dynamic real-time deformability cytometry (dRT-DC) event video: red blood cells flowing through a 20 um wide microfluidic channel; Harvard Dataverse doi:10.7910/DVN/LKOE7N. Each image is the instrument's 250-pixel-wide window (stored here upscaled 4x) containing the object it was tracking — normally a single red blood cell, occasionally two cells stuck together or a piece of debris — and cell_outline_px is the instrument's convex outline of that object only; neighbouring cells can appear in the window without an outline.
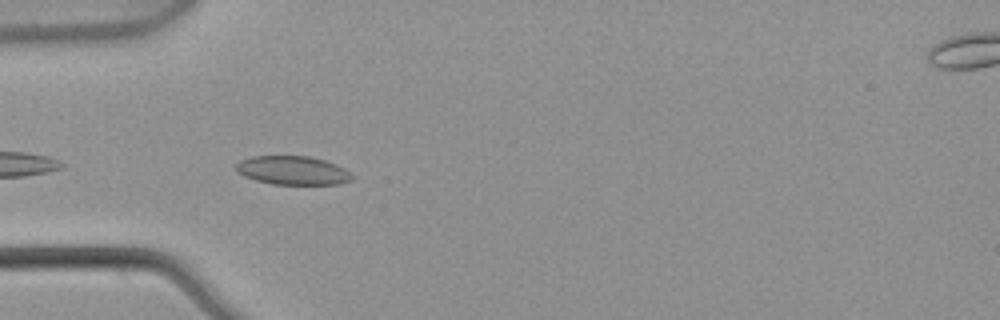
{"species": "common noctule bat (a hibernating species)", "species_latin": "Nyctalus noctula", "temperature_condition": "warm", "stored_images_in_passage": 5, "camera_frame_rate_fps": 3000, "um_per_image_px": 0.085, "animal": {"sex": "male", "body_mass_g": 21.5, "forearm_length_mm": 52.0}, "frame": {"image": 1, "passage_image": 4, "time_ms": 1.0, "image_size_px": [1000, 320], "cell_outline_px": [[352, 180], [340, 184], [272, 184], [256, 180], [244, 176], [236, 172], [236, 164], [240, 160], [252, 156], [308, 156], [324, 160], [336, 164], [344, 168], [352, 176]], "centroid_in_image_um": [24.86, 14.48], "position_along_channel_um": 60.1, "area_um2": 19.36}}
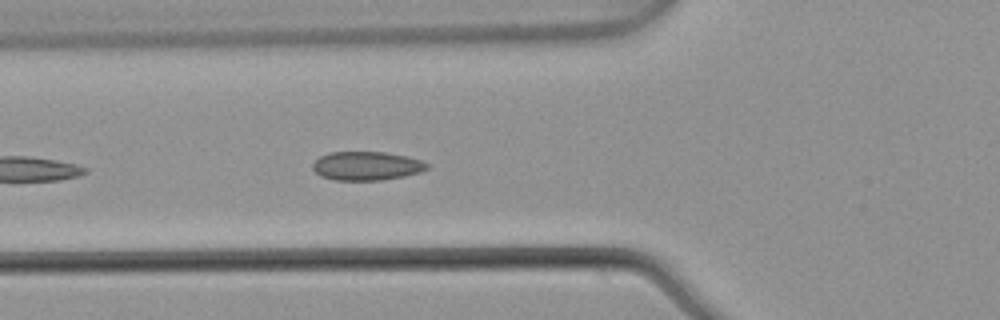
{"frame": {"image": 2, "passage_image": 5, "time_ms": 1.333, "image_size_px": [1000, 320], "cell_outline_px": [[428, 168], [420, 172], [404, 176], [384, 180], [336, 180], [320, 176], [312, 168], [312, 164], [320, 156], [328, 152], [384, 152], [404, 156], [420, 160], [428, 164]], "centroid_in_image_um": [31.13, 14.1], "position_along_channel_um": 94.7, "area_um2": 19.07}}